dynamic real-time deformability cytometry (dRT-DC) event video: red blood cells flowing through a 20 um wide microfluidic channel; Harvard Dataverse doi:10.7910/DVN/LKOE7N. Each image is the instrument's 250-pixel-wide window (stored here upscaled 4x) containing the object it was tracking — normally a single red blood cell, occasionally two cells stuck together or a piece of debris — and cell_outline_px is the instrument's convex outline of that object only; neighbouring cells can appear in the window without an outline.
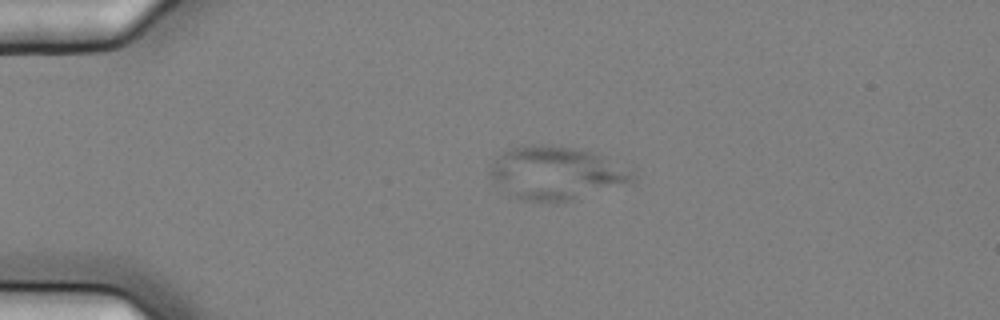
{"species": "common noctule bat (a hibernating species)", "species_latin": "Nyctalus noctula", "temperature_condition": "cold", "stored_images_in_passage": 3, "camera_frame_rate_fps": 3000, "um_per_image_px": 0.085, "animal": {"sex": "female", "body_mass_g": 25.1}, "frame": {"image": 1, "passage_image": 2, "time_ms": 0.333, "image_size_px": [1000, 320], "cell_outline_px": [[632, 180], [552, 204], [524, 200], [508, 196], [488, 176], [488, 168], [492, 160], [504, 152], [512, 148], [532, 144], [548, 144], [572, 148], [592, 152], [632, 168]], "centroid_in_image_um": [47.12, 14.69], "position_along_channel_um": 37.9, "area_um2": 43.7}}